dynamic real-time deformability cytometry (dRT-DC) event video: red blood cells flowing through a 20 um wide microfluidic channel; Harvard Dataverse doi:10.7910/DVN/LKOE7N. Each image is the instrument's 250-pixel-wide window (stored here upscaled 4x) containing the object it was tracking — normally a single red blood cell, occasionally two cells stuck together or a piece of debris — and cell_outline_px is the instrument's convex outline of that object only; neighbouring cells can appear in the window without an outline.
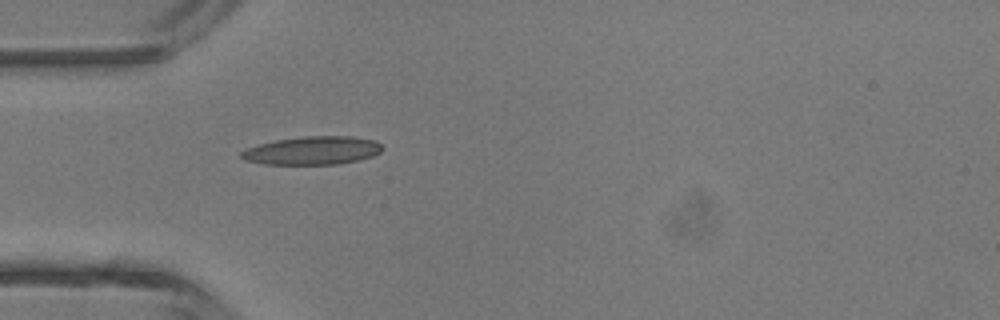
{"species": "common noctule bat (a hibernating species)", "species_latin": "Nyctalus noctula", "temperature_condition": "room temperature", "stored_images_in_passage": 2, "camera_frame_rate_fps": 3000, "um_per_image_px": 0.085, "animal": {"sex": "male", "body_mass_g": 13.3}, "frame": {"image": 1, "passage_image": 2, "time_ms": 2.0, "image_size_px": [1000, 320], "cell_outline_px": [[380, 152], [372, 156], [360, 160], [336, 164], [264, 164], [244, 160], [240, 156], [240, 152], [248, 148], [260, 144], [276, 140], [304, 136], [352, 136], [376, 140], [380, 144]], "centroid_in_image_um": [26.56, 12.79], "position_along_channel_um": 58.4, "area_um2": 23.12}}